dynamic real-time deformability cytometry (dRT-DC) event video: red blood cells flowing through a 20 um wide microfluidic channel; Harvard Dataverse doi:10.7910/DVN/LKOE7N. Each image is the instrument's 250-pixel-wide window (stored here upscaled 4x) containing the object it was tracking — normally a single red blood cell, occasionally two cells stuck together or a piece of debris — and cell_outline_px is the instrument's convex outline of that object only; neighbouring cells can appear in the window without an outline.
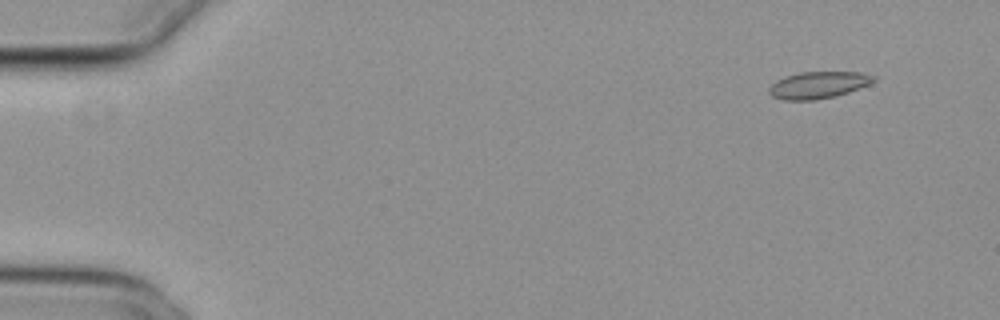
{"species": "common noctule bat (a hibernating species)", "species_latin": "Nyctalus noctula", "temperature_condition": "cold", "stored_images_in_passage": 50, "camera_frame_rate_fps": 3000, "um_per_image_px": 0.085, "animal": {"sex": "female", "body_mass_g": 29.2, "forearm_length_mm": 56.3}, "frame": {"image": 1, "passage_image": 5, "time_ms": 1.333, "image_size_px": [1000, 320], "cell_outline_px": [[876, 80], [868, 84], [848, 92], [836, 96], [816, 100], [784, 100], [772, 96], [768, 92], [768, 88], [776, 80], [784, 76], [800, 72], [860, 72], [876, 76]], "centroid_in_image_um": [69.53, 7.22], "position_along_channel_um": 15.5, "area_um2": 16.42}}
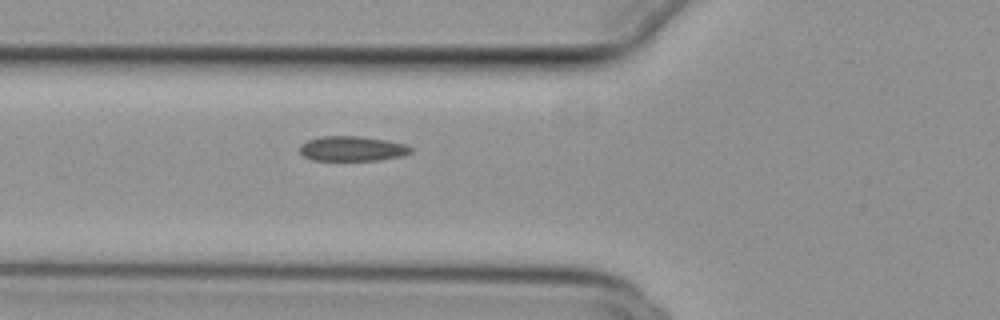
{"frame": {"image": 2, "passage_image": 21, "time_ms": 6.667, "image_size_px": [1000, 320], "cell_outline_px": [[412, 152], [404, 156], [380, 160], [312, 160], [304, 156], [300, 152], [300, 144], [308, 140], [320, 136], [360, 136], [388, 140], [404, 144], [412, 148]], "centroid_in_image_um": [29.95, 12.63], "position_along_channel_um": 95.8, "area_um2": 16.24}}
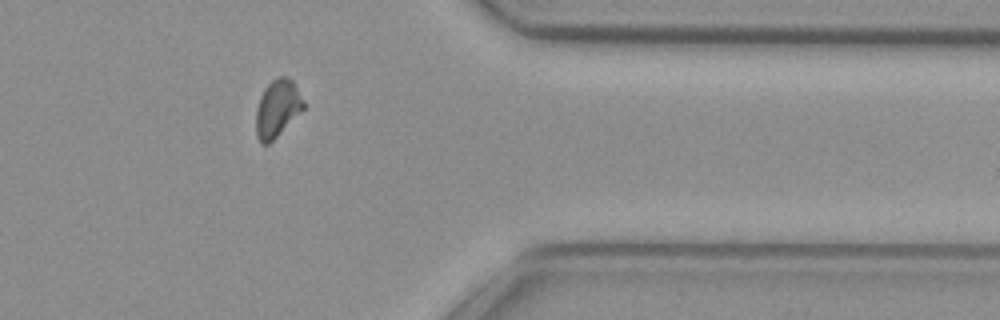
{"frame": {"image": 3, "passage_image": 45, "time_ms": 14.667, "image_size_px": [1000, 320], "cell_outline_px": [[304, 108], [268, 144], [260, 144], [256, 136], [256, 112], [260, 96], [264, 88], [276, 76], [284, 76], [292, 80], [304, 100]], "centroid_in_image_um": [23.55, 9.2], "position_along_channel_um": 387.8, "area_um2": 15.66}, "authors_computed_cell_mechanics": {"area_um2": 16.2707, "velocity_mm_per_s": 3.8302, "shape_relaxation_time_tau1_ms": null, "shape_relaxation_time_tau2_ms": 7.354, "deformation_change_tau1": null, "deformation_change_tau2": 0.1015}}